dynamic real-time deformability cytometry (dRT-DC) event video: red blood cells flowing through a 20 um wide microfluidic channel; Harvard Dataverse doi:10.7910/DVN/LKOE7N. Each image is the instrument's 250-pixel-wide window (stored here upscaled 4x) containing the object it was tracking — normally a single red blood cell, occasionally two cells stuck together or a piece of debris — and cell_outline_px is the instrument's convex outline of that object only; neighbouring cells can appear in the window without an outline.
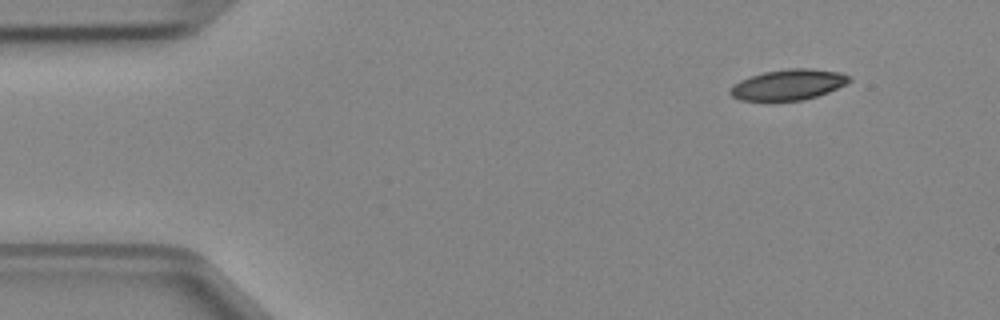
{"species": "Egyptian fruit bat (a non-hibernating species)", "species_latin": "Rousettus aegyptiacus", "temperature_condition": "cold", "stored_images_in_passage": 3, "camera_frame_rate_fps": 3000, "um_per_image_px": 0.085, "animal": {"sex": "female"}, "frame": {"image": 1, "passage_image": 1, "time_ms": 0.0, "image_size_px": [1000, 320], "cell_outline_px": [[852, 80], [828, 92], [804, 100], [740, 100], [732, 96], [728, 92], [728, 88], [732, 84], [740, 80], [764, 72], [788, 68], [812, 68], [840, 72], [852, 76]], "centroid_in_image_um": [67.0, 7.18], "position_along_channel_um": 18.0, "area_um2": 21.27}}